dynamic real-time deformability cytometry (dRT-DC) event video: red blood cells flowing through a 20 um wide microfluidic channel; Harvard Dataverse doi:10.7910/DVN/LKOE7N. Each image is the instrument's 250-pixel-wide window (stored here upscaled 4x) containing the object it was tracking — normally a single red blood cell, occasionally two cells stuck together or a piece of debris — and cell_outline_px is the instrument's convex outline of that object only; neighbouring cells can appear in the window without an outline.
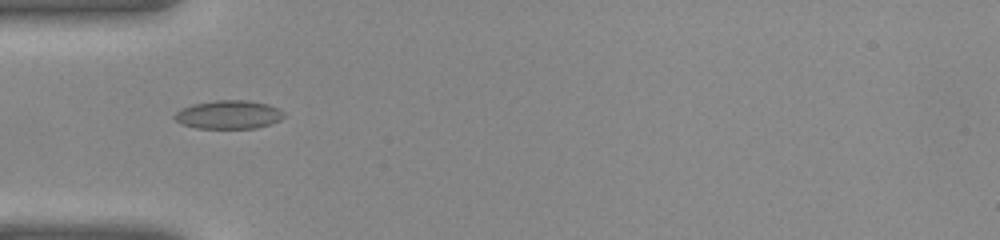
{"species": "common noctule bat (a hibernating species)", "species_latin": "Nyctalus noctula", "temperature_condition": "warm", "stored_images_in_passage": 28, "camera_frame_rate_fps": 3000, "um_per_image_px": 0.085, "animal": {"sex": "female", "body_mass_g": 22.0, "forearm_length_mm": 56.7}, "frame": {"image": 1, "passage_image": 1, "time_ms": 0.0, "image_size_px": [1000, 240], "cell_outline_px": [[284, 116], [280, 120], [256, 128], [196, 128], [180, 124], [172, 116], [180, 108], [192, 104], [216, 100], [248, 100], [268, 104], [280, 108], [284, 112]], "centroid_in_image_um": [19.41, 9.73], "position_along_channel_um": 65.6, "area_um2": 18.32}}
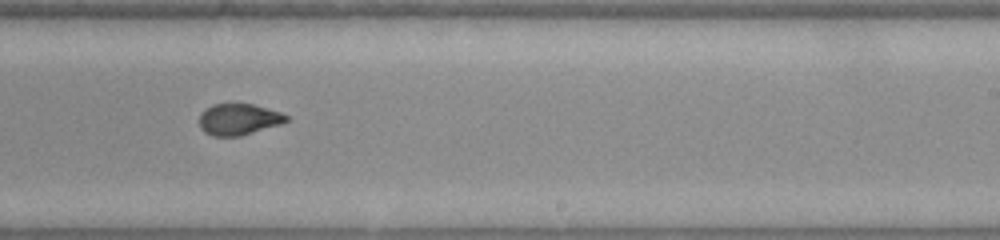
{"frame": {"image": 2, "passage_image": 13, "time_ms": 4.0, "image_size_px": [1000, 240], "cell_outline_px": [[288, 120], [280, 124], [240, 136], [212, 136], [204, 132], [200, 128], [200, 112], [212, 104], [252, 104], [280, 112], [288, 116]], "centroid_in_image_um": [20.25, 10.14], "position_along_channel_um": 268.8, "area_um2": 15.78}}
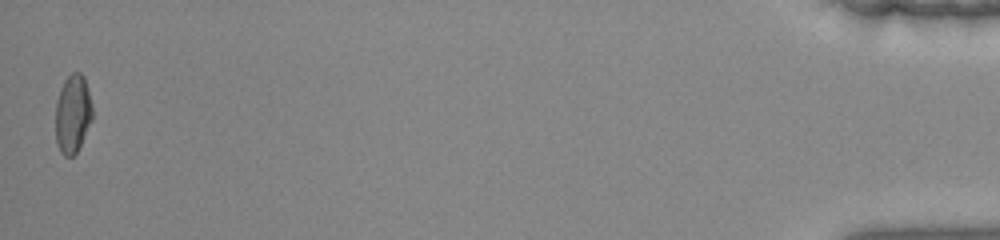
{"frame": {"image": 3, "passage_image": 28, "time_ms": 9.0, "image_size_px": [1000, 240], "cell_outline_px": [[92, 120], [76, 152], [72, 156], [64, 156], [60, 152], [56, 140], [56, 100], [60, 88], [64, 80], [72, 72], [80, 72], [84, 76], [92, 104]], "centroid_in_image_um": [6.18, 9.65], "position_along_channel_um": 429.0, "area_um2": 16.82}}